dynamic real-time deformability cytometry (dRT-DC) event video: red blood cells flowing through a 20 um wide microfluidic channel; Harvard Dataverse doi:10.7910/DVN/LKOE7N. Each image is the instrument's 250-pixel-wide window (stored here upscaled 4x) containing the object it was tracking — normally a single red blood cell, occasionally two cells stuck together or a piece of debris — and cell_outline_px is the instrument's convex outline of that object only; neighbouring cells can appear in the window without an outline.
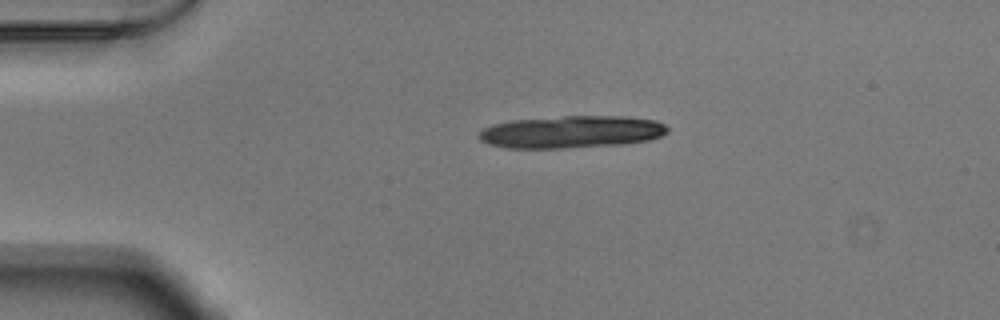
{"species": "Egyptian fruit bat (a non-hibernating species)", "species_latin": "Rousettus aegyptiacus", "temperature_condition": "warm", "stored_images_in_passage": 43, "camera_frame_rate_fps": 3000, "um_per_image_px": 0.085, "animal": {"sex": "male"}, "frame": {"image": 1, "passage_image": 1, "time_ms": 0.0, "image_size_px": [1000, 320], "cell_outline_px": [[668, 132], [660, 136], [648, 140], [624, 144], [564, 148], [508, 148], [488, 144], [480, 140], [476, 136], [476, 132], [492, 124], [512, 120], [564, 116], [628, 116], [656, 120], [664, 124], [668, 128]], "centroid_in_image_um": [48.54, 11.21], "position_along_channel_um": 36.5, "area_um2": 35.84}}
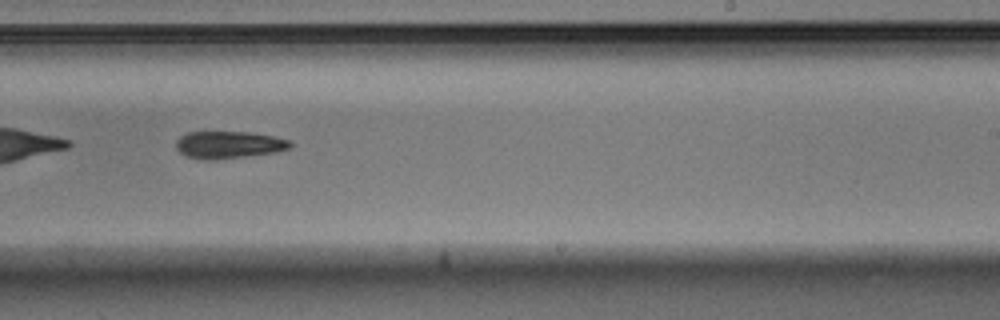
{"frame": {"image": 2, "passage_image": 23, "time_ms": 7.333, "image_size_px": [1000, 320], "cell_outline_px": [[292, 144], [288, 148], [276, 152], [216, 160], [204, 160], [184, 156], [176, 148], [176, 140], [180, 136], [188, 132], [248, 132], [272, 136], [292, 140]], "centroid_in_image_um": [19.41, 12.31], "position_along_channel_um": 269.6, "area_um2": 18.21}}
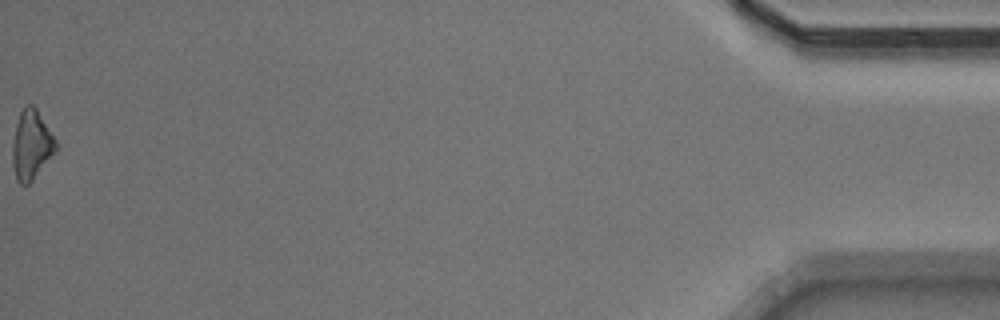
{"frame": {"image": 3, "passage_image": 43, "time_ms": 14.0, "image_size_px": [1000, 320], "cell_outline_px": [[56, 152], [32, 180], [28, 184], [20, 184], [16, 180], [12, 164], [12, 144], [16, 124], [20, 112], [24, 104], [32, 104], [36, 108], [56, 140]], "centroid_in_image_um": [2.65, 12.31], "position_along_channel_um": 432.6, "area_um2": 17.51}, "authors_computed_cell_mechanics": {"area_um2": 18.6694, "velocity_mm_per_s": 3.873, "shape_relaxation_time_tau1_ms": 1.4739, "shape_relaxation_time_tau2_ms": null, "deformation_change_tau1": 0.1538, "deformation_change_tau2": null}}